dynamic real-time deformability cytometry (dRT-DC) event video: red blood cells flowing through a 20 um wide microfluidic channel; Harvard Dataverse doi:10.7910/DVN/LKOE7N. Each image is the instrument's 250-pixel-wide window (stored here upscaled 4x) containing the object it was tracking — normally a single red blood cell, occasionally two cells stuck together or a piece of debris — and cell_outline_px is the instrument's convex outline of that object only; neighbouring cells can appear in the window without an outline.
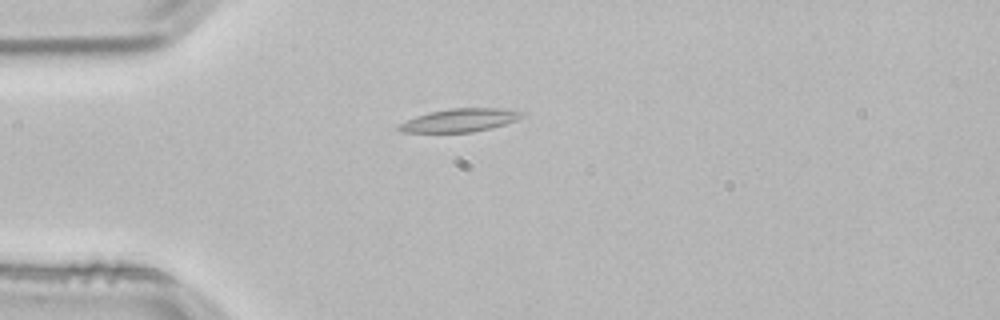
{"species": "common noctule bat (a hibernating species)", "species_latin": "Nyctalus noctula", "temperature_condition": "room temperature", "stored_images_in_passage": 31, "camera_frame_rate_fps": 3000, "um_per_image_px": 0.085, "animal": {"sex": "male", "body_mass_g": 21.5, "forearm_length_mm": 52.0}, "frame": {"image": 1, "passage_image": 1, "time_ms": 0.0, "image_size_px": [1000, 320], "cell_outline_px": [[524, 116], [516, 120], [504, 124], [472, 132], [400, 132], [396, 128], [400, 124], [416, 116], [428, 112], [448, 108], [500, 108], [524, 112]], "centroid_in_image_um": [39.07, 10.21], "position_along_channel_um": 45.9, "area_um2": 16.47}}
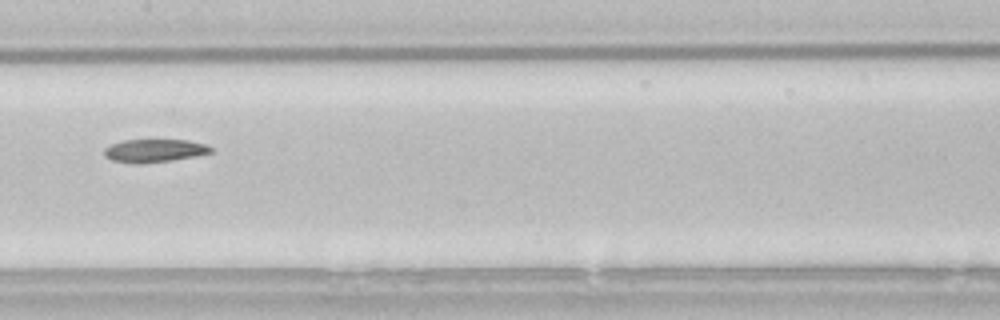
{"frame": {"image": 2, "passage_image": 14, "time_ms": 4.333, "image_size_px": [1000, 320], "cell_outline_px": [[212, 152], [196, 156], [172, 160], [140, 164], [136, 164], [112, 160], [104, 156], [104, 148], [112, 144], [124, 140], [188, 140], [204, 144], [212, 148]], "centroid_in_image_um": [13.1, 12.81], "position_along_channel_um": 194.3, "area_um2": 14.28}}
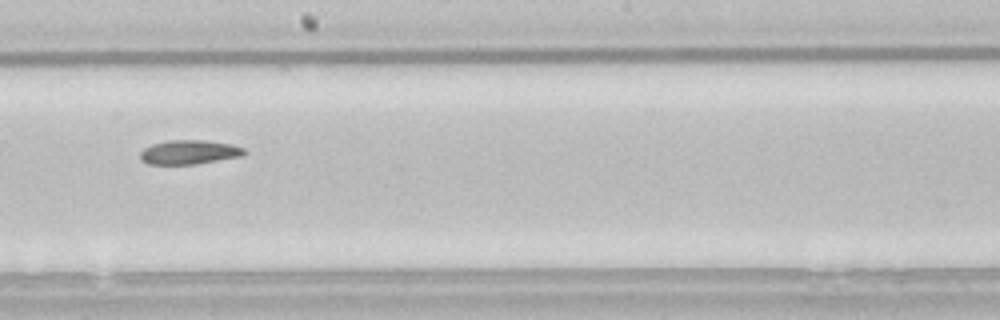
{"frame": {"image": 3, "passage_image": 17, "time_ms": 5.333, "image_size_px": [1000, 320], "cell_outline_px": [[248, 152], [244, 156], [196, 164], [148, 164], [140, 160], [140, 152], [144, 148], [152, 144], [168, 140], [208, 140], [232, 144], [244, 148]], "centroid_in_image_um": [16.12, 12.93], "position_along_channel_um": 232.1, "area_um2": 14.91}}